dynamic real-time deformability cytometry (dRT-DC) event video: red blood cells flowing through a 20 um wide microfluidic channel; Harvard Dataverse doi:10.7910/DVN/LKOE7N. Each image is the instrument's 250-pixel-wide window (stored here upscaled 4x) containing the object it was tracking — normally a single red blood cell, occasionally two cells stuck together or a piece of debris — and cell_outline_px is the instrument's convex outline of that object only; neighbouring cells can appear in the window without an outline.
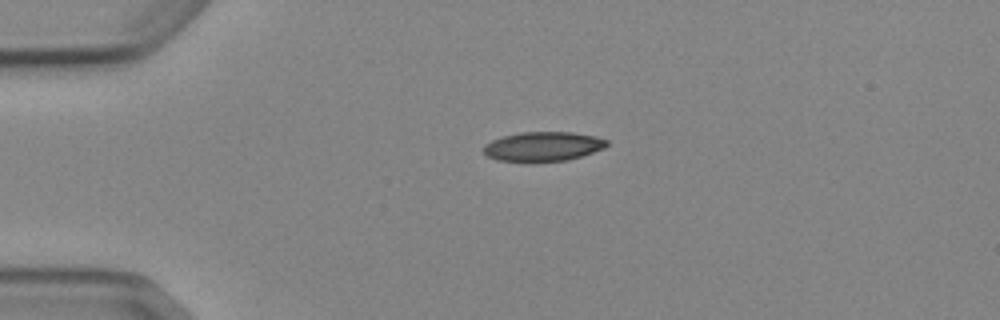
{"species": "Egyptian fruit bat (a non-hibernating species)", "species_latin": "Rousettus aegyptiacus", "temperature_condition": "cold", "stored_images_in_passage": 2, "camera_frame_rate_fps": 3000, "um_per_image_px": 0.085, "animal": {"sex": "female"}, "frame": {"image": 1, "passage_image": 1, "time_ms": 0.0, "image_size_px": [1000, 320], "cell_outline_px": [[608, 144], [604, 148], [568, 160], [496, 160], [488, 156], [484, 152], [484, 144], [492, 140], [504, 136], [520, 132], [572, 132], [596, 136], [608, 140]], "centroid_in_image_um": [46.18, 12.42], "position_along_channel_um": 38.8, "area_um2": 20.63}}